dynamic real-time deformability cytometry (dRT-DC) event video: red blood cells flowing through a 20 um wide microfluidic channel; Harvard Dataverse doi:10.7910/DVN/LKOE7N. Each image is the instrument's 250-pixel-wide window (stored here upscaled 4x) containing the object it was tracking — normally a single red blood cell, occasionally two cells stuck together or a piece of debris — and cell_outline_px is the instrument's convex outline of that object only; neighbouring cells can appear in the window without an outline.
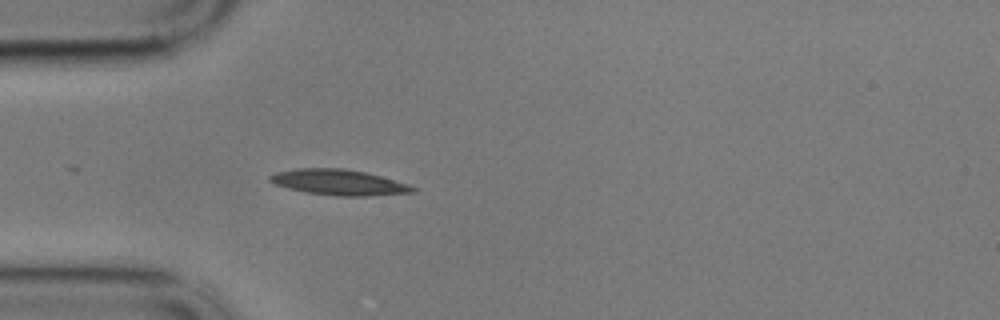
{"species": "common noctule bat (a hibernating species)", "species_latin": "Nyctalus noctula", "temperature_condition": "cold", "stored_images_in_passage": 15, "camera_frame_rate_fps": 3000, "um_per_image_px": 0.085, "animal": {"sex": "male", "body_mass_g": 17.9}, "frame": {"image": 1, "passage_image": 7, "time_ms": 2.0, "image_size_px": [1000, 320], "cell_outline_px": [[416, 192], [368, 196], [336, 196], [308, 192], [288, 188], [276, 184], [268, 180], [268, 176], [276, 172], [296, 168], [344, 168], [364, 172], [380, 176], [408, 184], [416, 188]], "centroid_in_image_um": [28.79, 15.49], "position_along_channel_um": 56.2, "area_um2": 21.21}}